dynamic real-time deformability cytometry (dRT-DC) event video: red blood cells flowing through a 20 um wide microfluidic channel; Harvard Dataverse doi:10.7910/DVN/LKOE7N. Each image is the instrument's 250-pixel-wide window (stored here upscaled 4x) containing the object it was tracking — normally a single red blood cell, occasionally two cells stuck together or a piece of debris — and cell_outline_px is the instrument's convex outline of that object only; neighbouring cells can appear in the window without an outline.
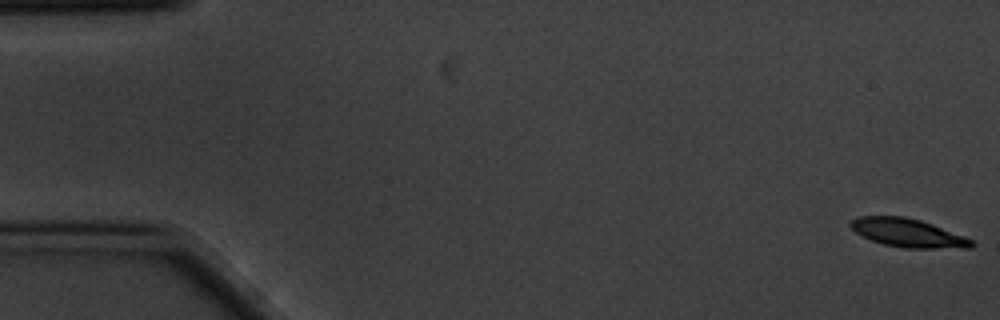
{"species": "common noctule bat (a hibernating species)", "species_latin": "Nyctalus noctula", "temperature_condition": "cold", "stored_images_in_passage": 5, "camera_frame_rate_fps": 3000, "um_per_image_px": 0.085, "animal": {"sex": "male", "body_mass_g": 20.1, "forearm_length_mm": 53.5}, "frame": {"image": 1, "passage_image": 1, "time_ms": 0.0, "image_size_px": [1000, 320], "cell_outline_px": [[976, 244], [972, 248], [904, 248], [884, 244], [872, 240], [856, 232], [848, 224], [848, 220], [860, 216], [904, 216], [920, 220], [932, 224], [964, 236], [972, 240]], "centroid_in_image_um": [77.17, 19.79], "position_along_channel_um": 7.8, "area_um2": 20.0}}
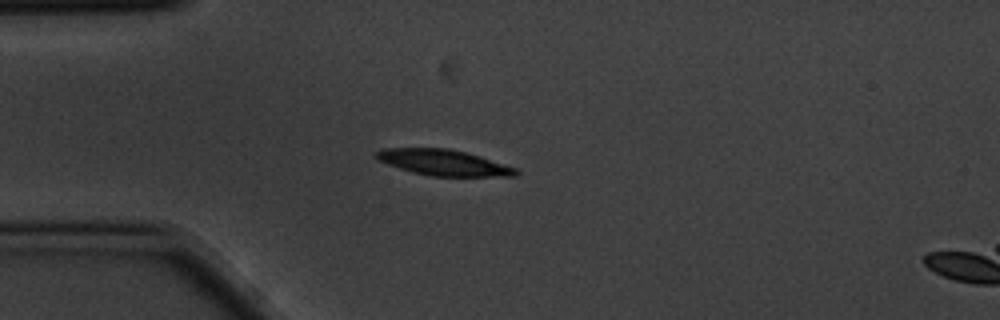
{"frame": {"image": 2, "passage_image": 5, "time_ms": 1.333, "image_size_px": [1000, 320], "cell_outline_px": [[520, 172], [516, 176], [432, 176], [412, 172], [388, 164], [372, 156], [372, 152], [384, 148], [448, 148], [480, 156], [516, 168]], "centroid_in_image_um": [37.67, 13.81], "position_along_channel_um": 47.3, "area_um2": 20.98}}